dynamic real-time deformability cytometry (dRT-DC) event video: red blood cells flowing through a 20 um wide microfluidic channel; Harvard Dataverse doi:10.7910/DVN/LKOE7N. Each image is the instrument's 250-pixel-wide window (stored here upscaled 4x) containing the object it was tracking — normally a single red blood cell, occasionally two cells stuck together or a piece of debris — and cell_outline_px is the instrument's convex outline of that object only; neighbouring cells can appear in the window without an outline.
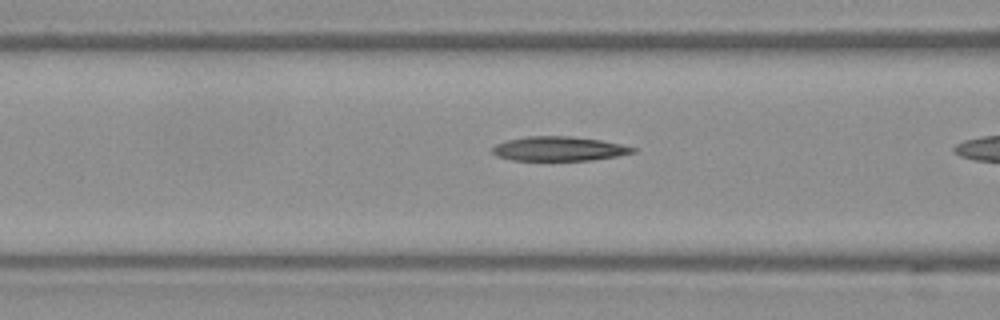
{"species": "Egyptian fruit bat (a non-hibernating species)", "species_latin": "Rousettus aegyptiacus", "temperature_condition": "warm", "stored_images_in_passage": 8, "camera_frame_rate_fps": 3000, "um_per_image_px": 0.085, "frame": {"image": 1, "passage_image": 7, "time_ms": 2.0, "image_size_px": [1000, 320], "cell_outline_px": [[640, 148], [636, 152], [616, 156], [592, 160], [512, 160], [496, 156], [492, 152], [492, 148], [496, 144], [508, 140], [524, 136], [572, 136], [600, 140]], "centroid_in_image_um": [47.53, 12.64], "position_along_channel_um": 119.1, "area_um2": 20.0}}